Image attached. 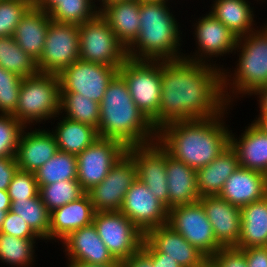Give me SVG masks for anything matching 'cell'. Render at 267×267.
<instances>
[{
	"label": "cell",
	"mask_w": 267,
	"mask_h": 267,
	"mask_svg": "<svg viewBox=\"0 0 267 267\" xmlns=\"http://www.w3.org/2000/svg\"><path fill=\"white\" fill-rule=\"evenodd\" d=\"M227 106L221 69L184 58L161 60L159 129L175 121L215 117Z\"/></svg>",
	"instance_id": "1"
},
{
	"label": "cell",
	"mask_w": 267,
	"mask_h": 267,
	"mask_svg": "<svg viewBox=\"0 0 267 267\" xmlns=\"http://www.w3.org/2000/svg\"><path fill=\"white\" fill-rule=\"evenodd\" d=\"M231 108L209 119L168 123L157 131V141L170 156L191 168L207 166L230 145V125L224 118Z\"/></svg>",
	"instance_id": "2"
},
{
	"label": "cell",
	"mask_w": 267,
	"mask_h": 267,
	"mask_svg": "<svg viewBox=\"0 0 267 267\" xmlns=\"http://www.w3.org/2000/svg\"><path fill=\"white\" fill-rule=\"evenodd\" d=\"M98 137L117 140L126 148L153 143L157 130L132 100L126 81L117 73L100 103Z\"/></svg>",
	"instance_id": "3"
},
{
	"label": "cell",
	"mask_w": 267,
	"mask_h": 267,
	"mask_svg": "<svg viewBox=\"0 0 267 267\" xmlns=\"http://www.w3.org/2000/svg\"><path fill=\"white\" fill-rule=\"evenodd\" d=\"M171 0H140V29L127 55L135 60H179L184 53L178 19ZM170 5V6H169Z\"/></svg>",
	"instance_id": "4"
},
{
	"label": "cell",
	"mask_w": 267,
	"mask_h": 267,
	"mask_svg": "<svg viewBox=\"0 0 267 267\" xmlns=\"http://www.w3.org/2000/svg\"><path fill=\"white\" fill-rule=\"evenodd\" d=\"M233 53H239L235 68L232 71L229 67L221 70L222 93L228 106L234 105L236 98L240 100L250 96L257 88L267 84V33L260 27L238 37Z\"/></svg>",
	"instance_id": "5"
},
{
	"label": "cell",
	"mask_w": 267,
	"mask_h": 267,
	"mask_svg": "<svg viewBox=\"0 0 267 267\" xmlns=\"http://www.w3.org/2000/svg\"><path fill=\"white\" fill-rule=\"evenodd\" d=\"M60 99L58 74L38 73L25 77L20 87L16 110L12 115L25 127L43 122L44 126L48 120H58L56 116L60 113Z\"/></svg>",
	"instance_id": "6"
},
{
	"label": "cell",
	"mask_w": 267,
	"mask_h": 267,
	"mask_svg": "<svg viewBox=\"0 0 267 267\" xmlns=\"http://www.w3.org/2000/svg\"><path fill=\"white\" fill-rule=\"evenodd\" d=\"M126 81L132 100L138 109L159 130L161 101V60L128 58L118 69Z\"/></svg>",
	"instance_id": "7"
},
{
	"label": "cell",
	"mask_w": 267,
	"mask_h": 267,
	"mask_svg": "<svg viewBox=\"0 0 267 267\" xmlns=\"http://www.w3.org/2000/svg\"><path fill=\"white\" fill-rule=\"evenodd\" d=\"M80 60L119 67L128 59L126 47L98 13L79 25Z\"/></svg>",
	"instance_id": "8"
},
{
	"label": "cell",
	"mask_w": 267,
	"mask_h": 267,
	"mask_svg": "<svg viewBox=\"0 0 267 267\" xmlns=\"http://www.w3.org/2000/svg\"><path fill=\"white\" fill-rule=\"evenodd\" d=\"M199 17L197 20L194 18L193 21L196 23L192 24L197 49L195 48V52L191 51L190 54L184 53L183 58L188 61L213 65L222 70L224 65L218 64L217 60L214 61V57L216 59L219 57L220 61L221 56L233 54L238 37L209 11Z\"/></svg>",
	"instance_id": "9"
},
{
	"label": "cell",
	"mask_w": 267,
	"mask_h": 267,
	"mask_svg": "<svg viewBox=\"0 0 267 267\" xmlns=\"http://www.w3.org/2000/svg\"><path fill=\"white\" fill-rule=\"evenodd\" d=\"M168 225L209 260L223 248L217 242L205 209L199 201L171 208L168 213Z\"/></svg>",
	"instance_id": "10"
},
{
	"label": "cell",
	"mask_w": 267,
	"mask_h": 267,
	"mask_svg": "<svg viewBox=\"0 0 267 267\" xmlns=\"http://www.w3.org/2000/svg\"><path fill=\"white\" fill-rule=\"evenodd\" d=\"M80 60L79 25L50 22L42 55L37 61L39 73L59 74Z\"/></svg>",
	"instance_id": "11"
},
{
	"label": "cell",
	"mask_w": 267,
	"mask_h": 267,
	"mask_svg": "<svg viewBox=\"0 0 267 267\" xmlns=\"http://www.w3.org/2000/svg\"><path fill=\"white\" fill-rule=\"evenodd\" d=\"M93 224L117 260L127 259L142 247L144 234L120 211L96 212Z\"/></svg>",
	"instance_id": "12"
},
{
	"label": "cell",
	"mask_w": 267,
	"mask_h": 267,
	"mask_svg": "<svg viewBox=\"0 0 267 267\" xmlns=\"http://www.w3.org/2000/svg\"><path fill=\"white\" fill-rule=\"evenodd\" d=\"M117 73L116 67L77 60L58 74L61 93H80L101 103L108 84Z\"/></svg>",
	"instance_id": "13"
},
{
	"label": "cell",
	"mask_w": 267,
	"mask_h": 267,
	"mask_svg": "<svg viewBox=\"0 0 267 267\" xmlns=\"http://www.w3.org/2000/svg\"><path fill=\"white\" fill-rule=\"evenodd\" d=\"M127 153V148L117 140L98 138L77 155V181L87 192L100 184L110 169Z\"/></svg>",
	"instance_id": "14"
},
{
	"label": "cell",
	"mask_w": 267,
	"mask_h": 267,
	"mask_svg": "<svg viewBox=\"0 0 267 267\" xmlns=\"http://www.w3.org/2000/svg\"><path fill=\"white\" fill-rule=\"evenodd\" d=\"M136 179V164L126 153L110 169L100 184L87 191L95 211H119L128 189Z\"/></svg>",
	"instance_id": "15"
},
{
	"label": "cell",
	"mask_w": 267,
	"mask_h": 267,
	"mask_svg": "<svg viewBox=\"0 0 267 267\" xmlns=\"http://www.w3.org/2000/svg\"><path fill=\"white\" fill-rule=\"evenodd\" d=\"M119 211L143 234L150 229L168 224L169 210L138 178L128 189Z\"/></svg>",
	"instance_id": "16"
},
{
	"label": "cell",
	"mask_w": 267,
	"mask_h": 267,
	"mask_svg": "<svg viewBox=\"0 0 267 267\" xmlns=\"http://www.w3.org/2000/svg\"><path fill=\"white\" fill-rule=\"evenodd\" d=\"M137 168V178L168 209V183L166 173V150L156 140L153 143L127 148Z\"/></svg>",
	"instance_id": "17"
},
{
	"label": "cell",
	"mask_w": 267,
	"mask_h": 267,
	"mask_svg": "<svg viewBox=\"0 0 267 267\" xmlns=\"http://www.w3.org/2000/svg\"><path fill=\"white\" fill-rule=\"evenodd\" d=\"M144 241L155 252L167 254V257L176 260L182 267L209 265V259L168 224L147 231Z\"/></svg>",
	"instance_id": "18"
},
{
	"label": "cell",
	"mask_w": 267,
	"mask_h": 267,
	"mask_svg": "<svg viewBox=\"0 0 267 267\" xmlns=\"http://www.w3.org/2000/svg\"><path fill=\"white\" fill-rule=\"evenodd\" d=\"M212 225L217 242L223 248L236 247L241 233V209L219 195L199 199Z\"/></svg>",
	"instance_id": "19"
},
{
	"label": "cell",
	"mask_w": 267,
	"mask_h": 267,
	"mask_svg": "<svg viewBox=\"0 0 267 267\" xmlns=\"http://www.w3.org/2000/svg\"><path fill=\"white\" fill-rule=\"evenodd\" d=\"M57 151V142L50 129L26 127L20 137L15 156L17 166L22 171L35 172Z\"/></svg>",
	"instance_id": "20"
},
{
	"label": "cell",
	"mask_w": 267,
	"mask_h": 267,
	"mask_svg": "<svg viewBox=\"0 0 267 267\" xmlns=\"http://www.w3.org/2000/svg\"><path fill=\"white\" fill-rule=\"evenodd\" d=\"M60 244L67 260L91 264H106L116 260L99 237L93 223L70 233Z\"/></svg>",
	"instance_id": "21"
},
{
	"label": "cell",
	"mask_w": 267,
	"mask_h": 267,
	"mask_svg": "<svg viewBox=\"0 0 267 267\" xmlns=\"http://www.w3.org/2000/svg\"><path fill=\"white\" fill-rule=\"evenodd\" d=\"M96 211L87 192L50 212L49 241L61 242L70 233L93 223ZM58 240V241H57Z\"/></svg>",
	"instance_id": "22"
},
{
	"label": "cell",
	"mask_w": 267,
	"mask_h": 267,
	"mask_svg": "<svg viewBox=\"0 0 267 267\" xmlns=\"http://www.w3.org/2000/svg\"><path fill=\"white\" fill-rule=\"evenodd\" d=\"M219 196L240 208L263 199L267 196V175L239 166L227 178Z\"/></svg>",
	"instance_id": "23"
},
{
	"label": "cell",
	"mask_w": 267,
	"mask_h": 267,
	"mask_svg": "<svg viewBox=\"0 0 267 267\" xmlns=\"http://www.w3.org/2000/svg\"><path fill=\"white\" fill-rule=\"evenodd\" d=\"M166 173L169 193L168 210L199 201L196 170L173 158L167 151Z\"/></svg>",
	"instance_id": "24"
},
{
	"label": "cell",
	"mask_w": 267,
	"mask_h": 267,
	"mask_svg": "<svg viewBox=\"0 0 267 267\" xmlns=\"http://www.w3.org/2000/svg\"><path fill=\"white\" fill-rule=\"evenodd\" d=\"M247 125L239 137L230 130V146L237 153L240 167L267 175V135L252 122Z\"/></svg>",
	"instance_id": "25"
},
{
	"label": "cell",
	"mask_w": 267,
	"mask_h": 267,
	"mask_svg": "<svg viewBox=\"0 0 267 267\" xmlns=\"http://www.w3.org/2000/svg\"><path fill=\"white\" fill-rule=\"evenodd\" d=\"M51 20L48 13L32 5L14 31L13 38L16 43L36 61L42 55Z\"/></svg>",
	"instance_id": "26"
},
{
	"label": "cell",
	"mask_w": 267,
	"mask_h": 267,
	"mask_svg": "<svg viewBox=\"0 0 267 267\" xmlns=\"http://www.w3.org/2000/svg\"><path fill=\"white\" fill-rule=\"evenodd\" d=\"M140 0H122L105 5L99 13L126 49L135 41L140 29Z\"/></svg>",
	"instance_id": "27"
},
{
	"label": "cell",
	"mask_w": 267,
	"mask_h": 267,
	"mask_svg": "<svg viewBox=\"0 0 267 267\" xmlns=\"http://www.w3.org/2000/svg\"><path fill=\"white\" fill-rule=\"evenodd\" d=\"M211 5L209 12L237 37L246 36L259 28L255 22L256 11L248 0H213Z\"/></svg>",
	"instance_id": "28"
},
{
	"label": "cell",
	"mask_w": 267,
	"mask_h": 267,
	"mask_svg": "<svg viewBox=\"0 0 267 267\" xmlns=\"http://www.w3.org/2000/svg\"><path fill=\"white\" fill-rule=\"evenodd\" d=\"M239 167L237 153L229 145L207 166L196 170L200 198L219 195L227 178Z\"/></svg>",
	"instance_id": "29"
},
{
	"label": "cell",
	"mask_w": 267,
	"mask_h": 267,
	"mask_svg": "<svg viewBox=\"0 0 267 267\" xmlns=\"http://www.w3.org/2000/svg\"><path fill=\"white\" fill-rule=\"evenodd\" d=\"M241 209V233L235 248L267 246V196Z\"/></svg>",
	"instance_id": "30"
},
{
	"label": "cell",
	"mask_w": 267,
	"mask_h": 267,
	"mask_svg": "<svg viewBox=\"0 0 267 267\" xmlns=\"http://www.w3.org/2000/svg\"><path fill=\"white\" fill-rule=\"evenodd\" d=\"M59 116L60 113L56 116L60 120L56 122L55 129L50 130L55 136L58 150L77 156L99 138L92 126Z\"/></svg>",
	"instance_id": "31"
},
{
	"label": "cell",
	"mask_w": 267,
	"mask_h": 267,
	"mask_svg": "<svg viewBox=\"0 0 267 267\" xmlns=\"http://www.w3.org/2000/svg\"><path fill=\"white\" fill-rule=\"evenodd\" d=\"M36 240L42 239H21L0 233V261L11 267H34L36 253Z\"/></svg>",
	"instance_id": "32"
},
{
	"label": "cell",
	"mask_w": 267,
	"mask_h": 267,
	"mask_svg": "<svg viewBox=\"0 0 267 267\" xmlns=\"http://www.w3.org/2000/svg\"><path fill=\"white\" fill-rule=\"evenodd\" d=\"M0 66L22 78L39 73L37 61L19 47L13 36L0 37Z\"/></svg>",
	"instance_id": "33"
},
{
	"label": "cell",
	"mask_w": 267,
	"mask_h": 267,
	"mask_svg": "<svg viewBox=\"0 0 267 267\" xmlns=\"http://www.w3.org/2000/svg\"><path fill=\"white\" fill-rule=\"evenodd\" d=\"M60 115L98 130L100 103L85 98L80 93H61Z\"/></svg>",
	"instance_id": "34"
},
{
	"label": "cell",
	"mask_w": 267,
	"mask_h": 267,
	"mask_svg": "<svg viewBox=\"0 0 267 267\" xmlns=\"http://www.w3.org/2000/svg\"><path fill=\"white\" fill-rule=\"evenodd\" d=\"M10 211L21 216L44 242H49L50 212L39 194L29 200L12 201Z\"/></svg>",
	"instance_id": "35"
},
{
	"label": "cell",
	"mask_w": 267,
	"mask_h": 267,
	"mask_svg": "<svg viewBox=\"0 0 267 267\" xmlns=\"http://www.w3.org/2000/svg\"><path fill=\"white\" fill-rule=\"evenodd\" d=\"M34 173L38 187L61 180L77 179V157L58 150Z\"/></svg>",
	"instance_id": "36"
},
{
	"label": "cell",
	"mask_w": 267,
	"mask_h": 267,
	"mask_svg": "<svg viewBox=\"0 0 267 267\" xmlns=\"http://www.w3.org/2000/svg\"><path fill=\"white\" fill-rule=\"evenodd\" d=\"M96 0H60L49 13L52 21L81 25L99 13Z\"/></svg>",
	"instance_id": "37"
},
{
	"label": "cell",
	"mask_w": 267,
	"mask_h": 267,
	"mask_svg": "<svg viewBox=\"0 0 267 267\" xmlns=\"http://www.w3.org/2000/svg\"><path fill=\"white\" fill-rule=\"evenodd\" d=\"M84 193L77 179L61 180L39 187V195L49 212L77 200Z\"/></svg>",
	"instance_id": "38"
},
{
	"label": "cell",
	"mask_w": 267,
	"mask_h": 267,
	"mask_svg": "<svg viewBox=\"0 0 267 267\" xmlns=\"http://www.w3.org/2000/svg\"><path fill=\"white\" fill-rule=\"evenodd\" d=\"M25 128L12 114H0V158L16 156Z\"/></svg>",
	"instance_id": "39"
},
{
	"label": "cell",
	"mask_w": 267,
	"mask_h": 267,
	"mask_svg": "<svg viewBox=\"0 0 267 267\" xmlns=\"http://www.w3.org/2000/svg\"><path fill=\"white\" fill-rule=\"evenodd\" d=\"M32 5V0H1L0 37L13 36L19 21Z\"/></svg>",
	"instance_id": "40"
},
{
	"label": "cell",
	"mask_w": 267,
	"mask_h": 267,
	"mask_svg": "<svg viewBox=\"0 0 267 267\" xmlns=\"http://www.w3.org/2000/svg\"><path fill=\"white\" fill-rule=\"evenodd\" d=\"M22 80L0 66V114H12L16 110Z\"/></svg>",
	"instance_id": "41"
},
{
	"label": "cell",
	"mask_w": 267,
	"mask_h": 267,
	"mask_svg": "<svg viewBox=\"0 0 267 267\" xmlns=\"http://www.w3.org/2000/svg\"><path fill=\"white\" fill-rule=\"evenodd\" d=\"M7 191L11 202L36 197L39 194V187L35 173L18 169Z\"/></svg>",
	"instance_id": "42"
},
{
	"label": "cell",
	"mask_w": 267,
	"mask_h": 267,
	"mask_svg": "<svg viewBox=\"0 0 267 267\" xmlns=\"http://www.w3.org/2000/svg\"><path fill=\"white\" fill-rule=\"evenodd\" d=\"M0 233H5L21 239H41L21 216L8 211L2 223Z\"/></svg>",
	"instance_id": "43"
},
{
	"label": "cell",
	"mask_w": 267,
	"mask_h": 267,
	"mask_svg": "<svg viewBox=\"0 0 267 267\" xmlns=\"http://www.w3.org/2000/svg\"><path fill=\"white\" fill-rule=\"evenodd\" d=\"M211 267H248L245 254L238 248H221L209 260Z\"/></svg>",
	"instance_id": "44"
},
{
	"label": "cell",
	"mask_w": 267,
	"mask_h": 267,
	"mask_svg": "<svg viewBox=\"0 0 267 267\" xmlns=\"http://www.w3.org/2000/svg\"><path fill=\"white\" fill-rule=\"evenodd\" d=\"M19 167L15 157L0 158V190H8Z\"/></svg>",
	"instance_id": "45"
},
{
	"label": "cell",
	"mask_w": 267,
	"mask_h": 267,
	"mask_svg": "<svg viewBox=\"0 0 267 267\" xmlns=\"http://www.w3.org/2000/svg\"><path fill=\"white\" fill-rule=\"evenodd\" d=\"M246 257L248 267H267V246L240 249Z\"/></svg>",
	"instance_id": "46"
},
{
	"label": "cell",
	"mask_w": 267,
	"mask_h": 267,
	"mask_svg": "<svg viewBox=\"0 0 267 267\" xmlns=\"http://www.w3.org/2000/svg\"><path fill=\"white\" fill-rule=\"evenodd\" d=\"M142 247L150 254L153 267H182L176 260L167 257V254L155 252L145 241Z\"/></svg>",
	"instance_id": "47"
},
{
	"label": "cell",
	"mask_w": 267,
	"mask_h": 267,
	"mask_svg": "<svg viewBox=\"0 0 267 267\" xmlns=\"http://www.w3.org/2000/svg\"><path fill=\"white\" fill-rule=\"evenodd\" d=\"M122 264L123 267H153L150 254L143 247L123 260Z\"/></svg>",
	"instance_id": "48"
},
{
	"label": "cell",
	"mask_w": 267,
	"mask_h": 267,
	"mask_svg": "<svg viewBox=\"0 0 267 267\" xmlns=\"http://www.w3.org/2000/svg\"><path fill=\"white\" fill-rule=\"evenodd\" d=\"M257 97L258 101V108L257 111L259 110L260 112L258 114H267V84L263 85L259 88H257L251 95V96Z\"/></svg>",
	"instance_id": "49"
},
{
	"label": "cell",
	"mask_w": 267,
	"mask_h": 267,
	"mask_svg": "<svg viewBox=\"0 0 267 267\" xmlns=\"http://www.w3.org/2000/svg\"><path fill=\"white\" fill-rule=\"evenodd\" d=\"M67 264L65 267H123L121 260H115L111 263L106 264H91L81 261H75V260H66Z\"/></svg>",
	"instance_id": "50"
},
{
	"label": "cell",
	"mask_w": 267,
	"mask_h": 267,
	"mask_svg": "<svg viewBox=\"0 0 267 267\" xmlns=\"http://www.w3.org/2000/svg\"><path fill=\"white\" fill-rule=\"evenodd\" d=\"M32 1L34 6L42 9L48 14L60 3V0H32Z\"/></svg>",
	"instance_id": "51"
},
{
	"label": "cell",
	"mask_w": 267,
	"mask_h": 267,
	"mask_svg": "<svg viewBox=\"0 0 267 267\" xmlns=\"http://www.w3.org/2000/svg\"><path fill=\"white\" fill-rule=\"evenodd\" d=\"M251 121L258 129L267 135V114H259Z\"/></svg>",
	"instance_id": "52"
},
{
	"label": "cell",
	"mask_w": 267,
	"mask_h": 267,
	"mask_svg": "<svg viewBox=\"0 0 267 267\" xmlns=\"http://www.w3.org/2000/svg\"><path fill=\"white\" fill-rule=\"evenodd\" d=\"M0 207L6 212L11 209V201L7 190H0Z\"/></svg>",
	"instance_id": "53"
},
{
	"label": "cell",
	"mask_w": 267,
	"mask_h": 267,
	"mask_svg": "<svg viewBox=\"0 0 267 267\" xmlns=\"http://www.w3.org/2000/svg\"><path fill=\"white\" fill-rule=\"evenodd\" d=\"M116 1H122V0H96V3H97V7L99 9V11L105 6V5H108L112 2H116ZM100 5V6H98Z\"/></svg>",
	"instance_id": "54"
},
{
	"label": "cell",
	"mask_w": 267,
	"mask_h": 267,
	"mask_svg": "<svg viewBox=\"0 0 267 267\" xmlns=\"http://www.w3.org/2000/svg\"><path fill=\"white\" fill-rule=\"evenodd\" d=\"M6 213L7 212L2 210V207H0V229H1L2 223L5 219Z\"/></svg>",
	"instance_id": "55"
},
{
	"label": "cell",
	"mask_w": 267,
	"mask_h": 267,
	"mask_svg": "<svg viewBox=\"0 0 267 267\" xmlns=\"http://www.w3.org/2000/svg\"><path fill=\"white\" fill-rule=\"evenodd\" d=\"M261 27L266 33H267V23H263V26H259Z\"/></svg>",
	"instance_id": "56"
}]
</instances>
